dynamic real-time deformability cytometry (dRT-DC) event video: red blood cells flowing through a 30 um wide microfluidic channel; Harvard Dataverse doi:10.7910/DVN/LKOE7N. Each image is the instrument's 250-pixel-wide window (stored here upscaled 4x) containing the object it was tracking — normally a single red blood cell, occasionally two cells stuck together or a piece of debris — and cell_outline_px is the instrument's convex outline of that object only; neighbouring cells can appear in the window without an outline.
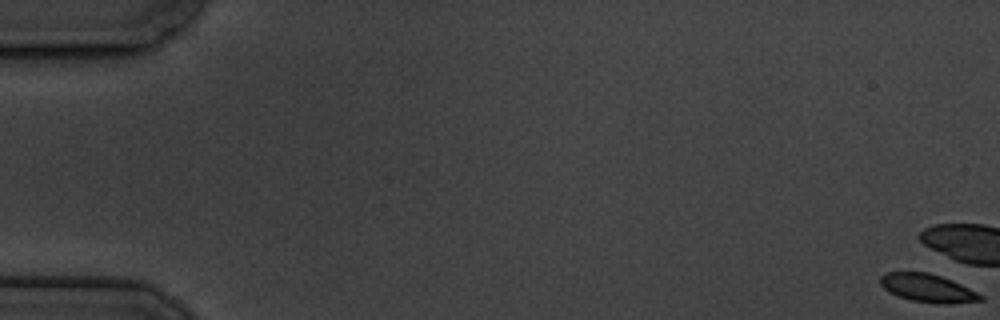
{"species": "common noctule bat (a hibernating species)", "species_latin": "Nyctalus noctula", "temperature_condition": "cold", "stored_images_in_passage": 10, "camera_frame_rate_fps": 3000, "um_per_image_px": 0.085, "animal": {"sex": "male", "body_mass_g": 19.5, "forearm_length_mm": 54.6}, "frame": {"image": 1, "passage_image": 1, "time_ms": 0.0, "image_size_px": [1000, 320], "cell_outline_px": [[984, 300], [948, 304], [936, 304], [912, 300], [900, 296], [884, 288], [880, 284], [880, 276], [888, 272], [928, 272], [952, 280], [984, 296]], "centroid_in_image_um": [78.88, 24.49], "position_along_channel_um": 6.1, "area_um2": 16.24}}